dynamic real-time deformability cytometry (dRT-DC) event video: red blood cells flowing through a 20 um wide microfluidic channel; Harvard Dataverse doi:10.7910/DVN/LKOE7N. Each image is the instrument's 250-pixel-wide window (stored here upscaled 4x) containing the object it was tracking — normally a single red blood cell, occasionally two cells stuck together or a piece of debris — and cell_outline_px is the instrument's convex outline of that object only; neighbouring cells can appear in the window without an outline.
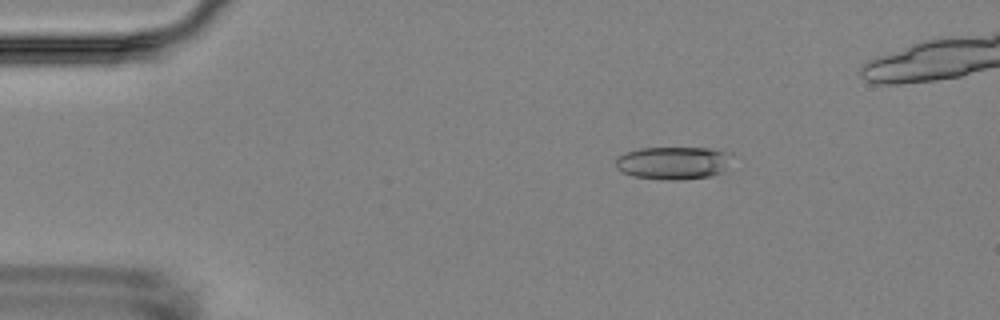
{"species": "Egyptian fruit bat (a non-hibernating species)", "species_latin": "Rousettus aegyptiacus", "temperature_condition": "room temperature", "stored_images_in_passage": 6, "camera_frame_rate_fps": 3000, "um_per_image_px": 0.085, "animal": {"sex": "female"}, "frame": {"image": 1, "passage_image": 3, "time_ms": 2.333, "image_size_px": [1000, 320], "cell_outline_px": [[732, 152], [728, 172], [712, 176], [680, 180], [664, 180], [632, 176], [616, 168], [616, 160], [624, 152], [640, 148], [708, 148]], "centroid_in_image_um": [57.31, 13.86], "position_along_channel_um": 27.7, "area_um2": 22.72}}